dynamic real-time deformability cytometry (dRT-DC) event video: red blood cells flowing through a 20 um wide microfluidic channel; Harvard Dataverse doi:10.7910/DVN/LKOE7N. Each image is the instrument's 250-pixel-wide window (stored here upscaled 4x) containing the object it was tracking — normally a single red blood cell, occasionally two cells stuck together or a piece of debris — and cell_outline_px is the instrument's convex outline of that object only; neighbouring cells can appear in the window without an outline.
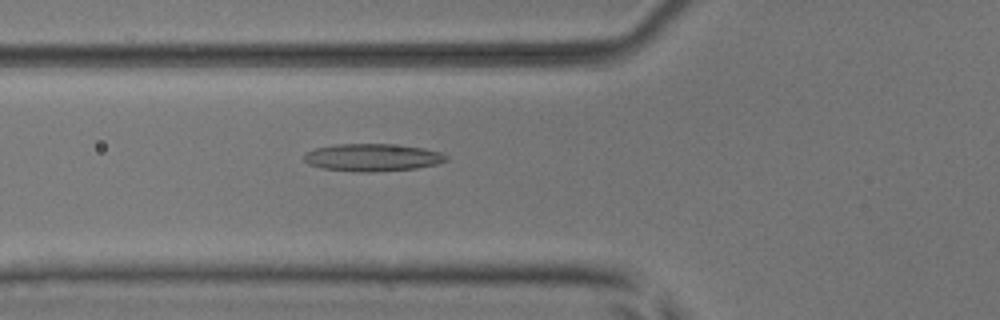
{"species": "common noctule bat (a hibernating species)", "species_latin": "Nyctalus noctula", "temperature_condition": "room temperature", "stored_images_in_passage": 38, "camera_frame_rate_fps": 3000, "um_per_image_px": 0.085, "animal": {"sex": "male", "body_mass_g": 17.9, "forearm_length_mm": 54.2}, "frame": {"image": 1, "passage_image": 7, "time_ms": 2.0, "image_size_px": [1000, 320], "cell_outline_px": [[448, 160], [436, 164], [416, 168], [368, 172], [360, 172], [320, 168], [308, 164], [304, 160], [304, 152], [316, 148], [336, 144], [388, 144], [424, 148], [440, 152], [448, 156]], "centroid_in_image_um": [31.63, 13.38], "position_along_channel_um": 94.2, "area_um2": 22.72}}
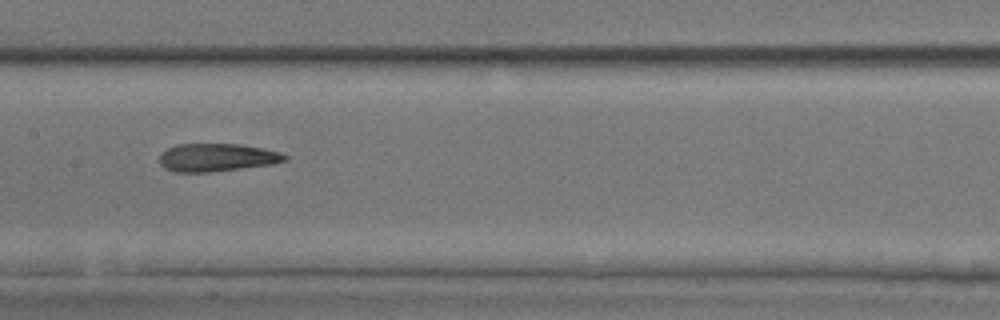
{"frame": {"image": 2, "passage_image": 14, "time_ms": 4.333, "image_size_px": [1000, 320], "cell_outline_px": [[288, 160], [272, 164], [212, 172], [176, 172], [164, 168], [160, 164], [160, 152], [176, 144], [240, 144], [264, 148], [280, 152], [288, 156]], "centroid_in_image_um": [18.44, 13.38], "position_along_channel_um": 189.0, "area_um2": 20.58}}
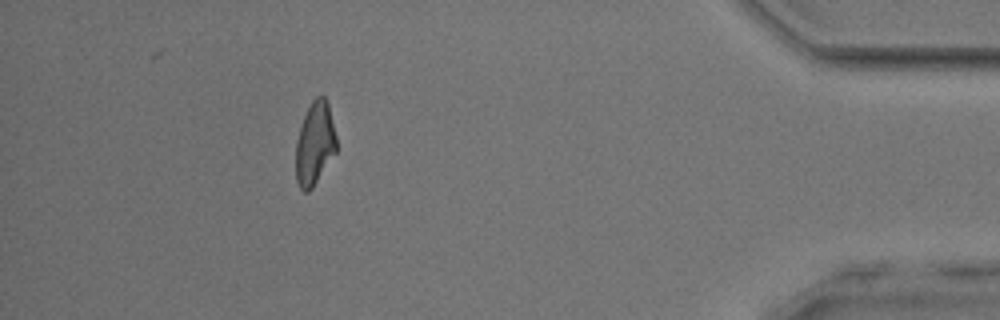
{"frame": {"image": 3, "passage_image": 34, "time_ms": 11.0, "image_size_px": [1000, 320], "cell_outline_px": [[336, 152], [312, 188], [308, 192], [304, 192], [300, 188], [296, 180], [296, 140], [304, 116], [312, 100], [316, 96], [324, 96], [328, 100], [336, 136]], "centroid_in_image_um": [26.76, 12.19], "position_along_channel_um": 408.4, "area_um2": 19.65}, "authors_computed_cell_mechanics": {"area_um2": 20.6635, "velocity_mm_per_s": 4.0574, "shape_relaxation_time_tau1_ms": null, "shape_relaxation_time_tau2_ms": 3.0922, "deformation_change_tau1": null, "deformation_change_tau2": 0.1287}}